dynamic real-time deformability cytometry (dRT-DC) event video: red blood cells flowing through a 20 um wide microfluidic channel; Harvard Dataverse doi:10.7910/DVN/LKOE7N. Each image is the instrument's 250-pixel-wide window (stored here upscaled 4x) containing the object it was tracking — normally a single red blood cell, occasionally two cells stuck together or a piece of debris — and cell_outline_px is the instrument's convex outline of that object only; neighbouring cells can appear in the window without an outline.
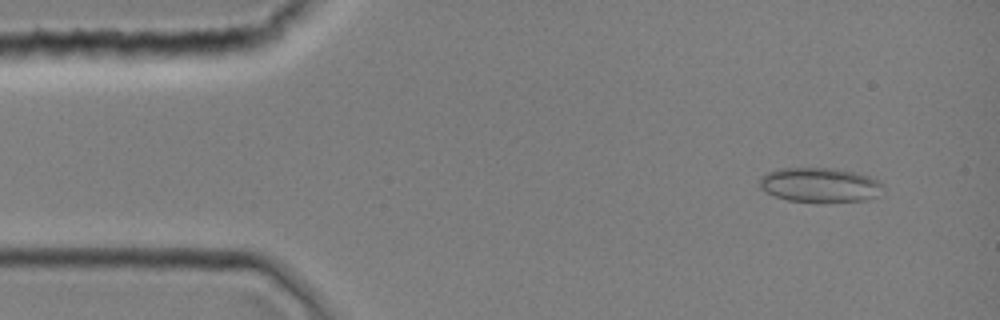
{"species": "common noctule bat (a hibernating species)", "species_latin": "Nyctalus noctula", "temperature_condition": "room temperature", "stored_images_in_passage": 8, "camera_frame_rate_fps": 3000, "um_per_image_px": 0.085, "animal": {"sex": "female", "body_mass_g": 19.0, "forearm_length_mm": 51.5}, "frame": {"image": 1, "passage_image": 3, "time_ms": 0.667, "image_size_px": [1000, 320], "cell_outline_px": [[884, 184], [876, 196], [864, 200], [788, 200], [776, 196], [760, 188], [760, 176], [768, 172], [784, 168], [832, 168], [852, 172], [868, 176]], "centroid_in_image_um": [69.65, 15.69], "position_along_channel_um": 15.4, "area_um2": 23.87}}